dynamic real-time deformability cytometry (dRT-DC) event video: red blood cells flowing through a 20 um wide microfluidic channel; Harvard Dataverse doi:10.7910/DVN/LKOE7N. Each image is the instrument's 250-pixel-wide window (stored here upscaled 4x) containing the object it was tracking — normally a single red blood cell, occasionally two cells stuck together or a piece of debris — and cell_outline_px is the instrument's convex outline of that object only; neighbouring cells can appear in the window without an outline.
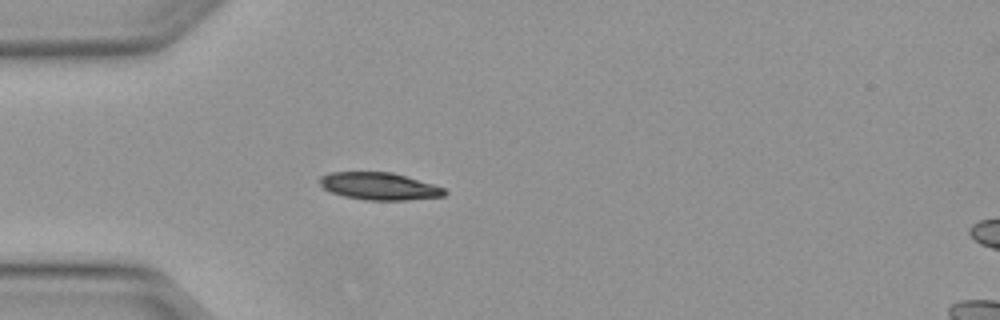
{"species": "Egyptian fruit bat (a non-hibernating species)", "species_latin": "Rousettus aegyptiacus", "temperature_condition": "warm", "stored_images_in_passage": 9, "camera_frame_rate_fps": 3000, "um_per_image_px": 0.085, "animal": {"sex": "female"}, "frame": {"image": 1, "passage_image": 1, "time_ms": 0.0, "image_size_px": [1000, 320], "cell_outline_px": [[448, 192], [444, 196], [404, 200], [364, 200], [344, 196], [328, 192], [316, 180], [320, 176], [328, 172], [392, 172], [432, 184], [444, 188]], "centroid_in_image_um": [32.17, 15.82], "position_along_channel_um": 52.8, "area_um2": 20.0}}
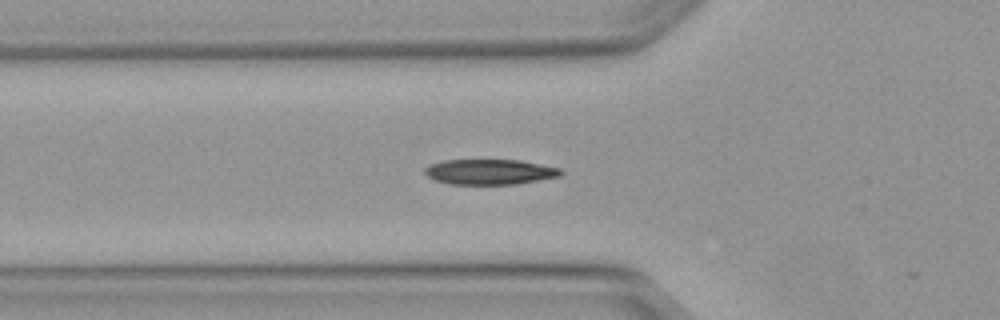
{"frame": {"image": 2, "passage_image": 4, "time_ms": 1.0, "image_size_px": [1000, 320], "cell_outline_px": [[564, 172], [560, 176], [516, 184], [452, 184], [436, 180], [428, 176], [424, 172], [424, 168], [428, 164], [444, 160], [520, 160], [560, 168]], "centroid_in_image_um": [41.62, 14.6], "position_along_channel_um": 84.2, "area_um2": 20.0}}
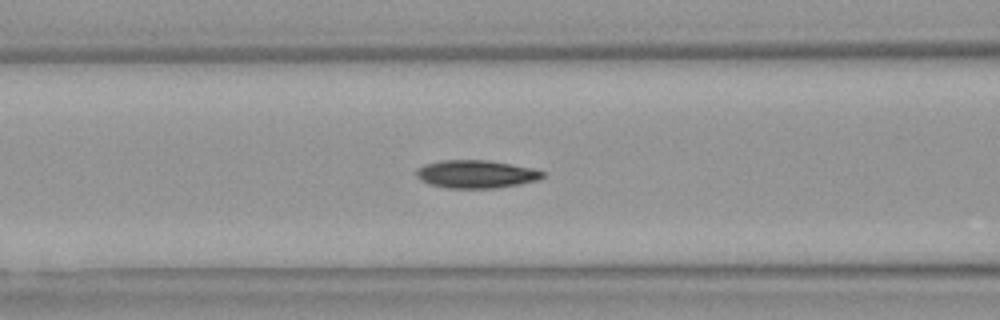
{"frame": {"image": 3, "passage_image": 7, "time_ms": 2.0, "image_size_px": [1000, 320], "cell_outline_px": [[544, 176], [540, 180], [520, 184], [496, 188], [448, 188], [428, 184], [420, 180], [416, 176], [416, 168], [424, 164], [444, 160], [488, 160], [512, 164], [532, 168], [544, 172]], "centroid_in_image_um": [40.46, 14.8], "position_along_channel_um": 126.1, "area_um2": 20.75}}